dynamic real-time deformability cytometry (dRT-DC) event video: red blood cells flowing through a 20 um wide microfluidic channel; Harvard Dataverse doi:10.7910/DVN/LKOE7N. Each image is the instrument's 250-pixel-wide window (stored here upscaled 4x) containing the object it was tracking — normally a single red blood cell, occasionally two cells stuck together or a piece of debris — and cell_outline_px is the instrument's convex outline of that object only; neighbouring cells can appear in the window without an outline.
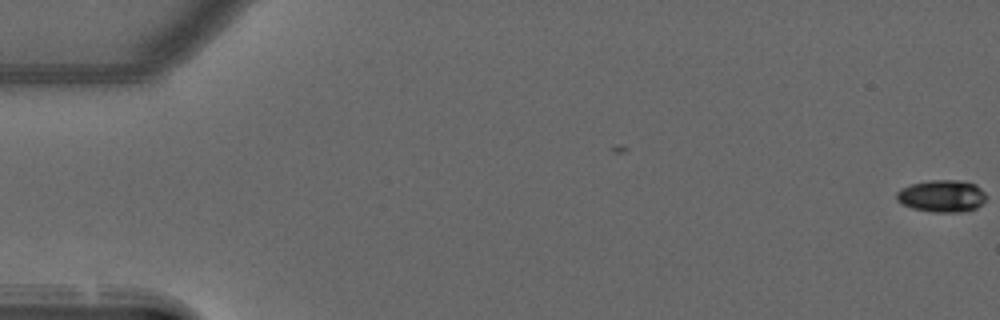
{"species": "common noctule bat (a hibernating species)", "species_latin": "Nyctalus noctula", "temperature_condition": "warm", "stored_images_in_passage": 8, "camera_frame_rate_fps": 3000, "um_per_image_px": 0.085, "animal": {"sex": "male", "forearm_length_mm": 52.5}, "frame": {"image": 1, "passage_image": 1, "time_ms": 0.0, "image_size_px": [1000, 320], "cell_outline_px": [[972, 204], [968, 208], [928, 208], [912, 204], [904, 200], [900, 196], [924, 184], [968, 184], [972, 188]], "centroid_in_image_um": [79.96, 16.67], "position_along_channel_um": 5.0, "area_um2": 10.46}}